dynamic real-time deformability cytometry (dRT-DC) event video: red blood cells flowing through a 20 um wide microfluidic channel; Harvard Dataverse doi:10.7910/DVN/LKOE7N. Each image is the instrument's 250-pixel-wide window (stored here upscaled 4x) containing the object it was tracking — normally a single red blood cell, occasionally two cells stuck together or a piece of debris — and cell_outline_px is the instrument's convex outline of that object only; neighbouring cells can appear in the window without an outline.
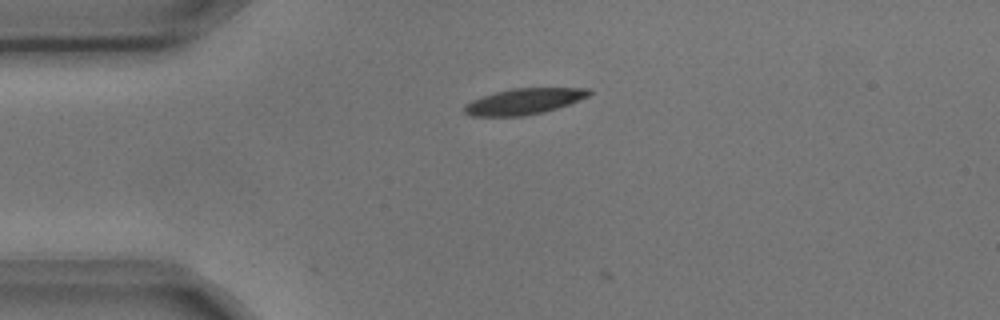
{"species": "common noctule bat (a hibernating species)", "species_latin": "Nyctalus noctula", "temperature_condition": "cold", "stored_images_in_passage": 5, "camera_frame_rate_fps": 3000, "um_per_image_px": 0.085, "animal": {"sex": "male", "body_mass_g": 17.9, "forearm_length_mm": 54.2}, "frame": {"image": 1, "passage_image": 5, "time_ms": 1.333, "image_size_px": [1000, 320], "cell_outline_px": [[592, 92], [588, 96], [568, 104], [544, 112], [524, 116], [468, 116], [464, 112], [464, 104], [472, 100], [496, 92], [512, 88], [592, 88]], "centroid_in_image_um": [44.52, 8.62], "position_along_channel_um": 40.5, "area_um2": 18.79}}